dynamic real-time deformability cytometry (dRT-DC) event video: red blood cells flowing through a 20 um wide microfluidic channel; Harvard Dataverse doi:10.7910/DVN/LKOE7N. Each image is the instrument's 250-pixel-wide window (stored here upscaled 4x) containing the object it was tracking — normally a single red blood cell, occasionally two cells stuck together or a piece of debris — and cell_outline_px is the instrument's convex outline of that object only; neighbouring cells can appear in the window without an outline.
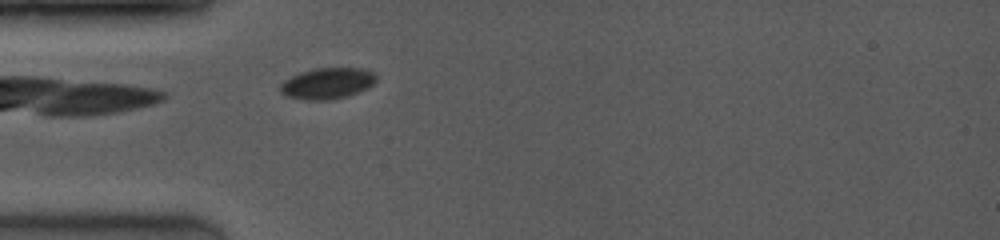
{"species": "common noctule bat (a hibernating species)", "species_latin": "Nyctalus noctula", "temperature_condition": "room temperature", "stored_images_in_passage": 45, "camera_frame_rate_fps": 4000, "um_per_image_px": 0.085, "animal": {"sex": "female", "body_mass_g": 19.0, "forearm_length_mm": 53.3}, "frame": {"image": 1, "passage_image": 3, "time_ms": 0.5, "image_size_px": [1000, 240], "cell_outline_px": [[376, 80], [368, 88], [348, 96], [328, 100], [304, 100], [288, 96], [280, 92], [280, 84], [284, 80], [300, 72], [316, 68], [360, 68], [376, 72]], "centroid_in_image_um": [27.83, 7.08], "position_along_channel_um": 57.2, "area_um2": 17.46}}
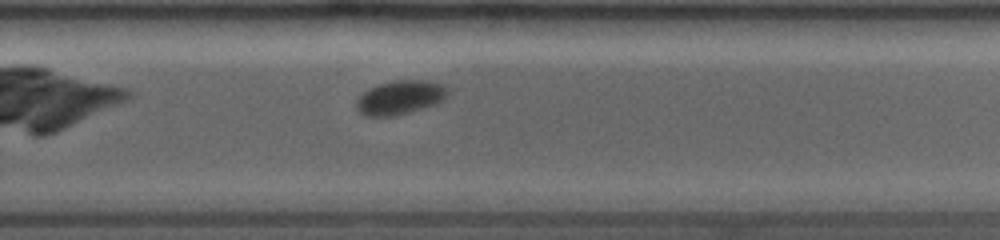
{"frame": {"image": 2, "passage_image": 27, "time_ms": 6.5, "image_size_px": [1000, 240], "cell_outline_px": [[448, 92], [444, 100], [436, 104], [396, 116], [364, 116], [356, 108], [356, 100], [364, 92], [380, 84], [396, 80], [424, 80], [436, 84], [444, 88]], "centroid_in_image_um": [33.97, 8.31], "position_along_channel_um": 295.8, "area_um2": 17.69}}
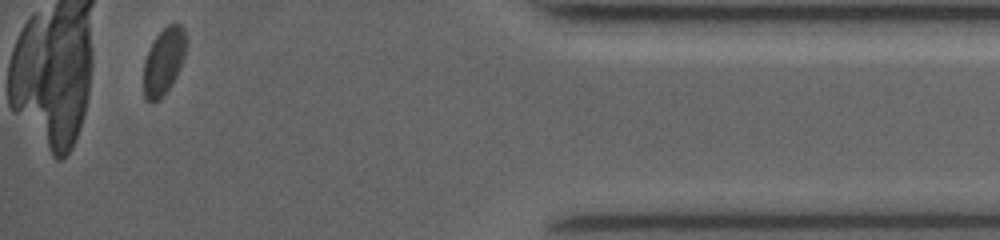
{"frame": {"image": 3, "passage_image": 43, "time_ms": 10.5, "image_size_px": [1000, 240], "cell_outline_px": [[184, 56], [176, 76], [168, 88], [156, 100], [148, 100], [144, 96], [144, 60], [156, 36], [168, 24], [180, 24], [184, 28]], "centroid_in_image_um": [13.9, 5.17], "position_along_channel_um": 421.3, "area_um2": 15.72}, "authors_computed_cell_mechanics": {"area_um2": 17.8024, "velocity_mm_per_s": 4.0546, "shape_relaxation_time_tau1_ms": 2.181, "shape_relaxation_time_tau2_ms": null, "deformation_change_tau1": 0.0349, "deformation_change_tau2": null}}